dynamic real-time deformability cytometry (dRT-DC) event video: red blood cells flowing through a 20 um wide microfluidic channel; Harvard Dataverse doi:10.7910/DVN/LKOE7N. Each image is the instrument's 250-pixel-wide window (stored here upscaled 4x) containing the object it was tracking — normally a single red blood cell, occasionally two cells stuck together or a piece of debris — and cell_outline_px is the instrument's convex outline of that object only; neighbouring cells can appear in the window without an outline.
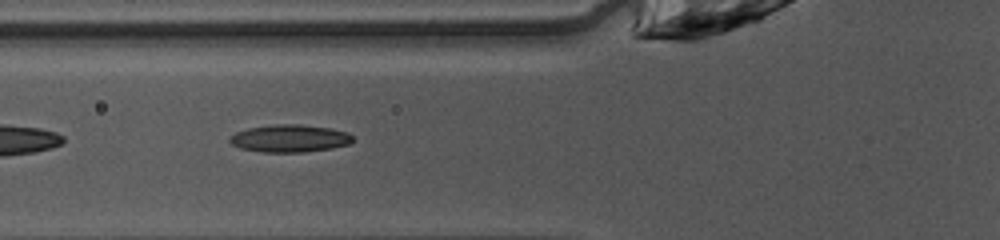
{"species": "common noctule bat (a hibernating species)", "species_latin": "Nyctalus noctula", "temperature_condition": "warm", "stored_images_in_passage": 45, "camera_frame_rate_fps": 3000, "um_per_image_px": 0.085, "animal": {"sex": "female", "body_mass_g": 10.0, "forearm_length_mm": 53.1}, "frame": {"image": 1, "passage_image": 19, "time_ms": 6.0, "image_size_px": [1000, 240], "cell_outline_px": [[352, 140], [348, 144], [332, 148], [304, 152], [260, 152], [240, 148], [232, 144], [228, 140], [228, 136], [236, 132], [248, 128], [272, 124], [296, 124], [328, 128], [348, 132], [352, 136]], "centroid_in_image_um": [24.57, 11.76], "position_along_channel_um": 101.2, "area_um2": 19.71}}
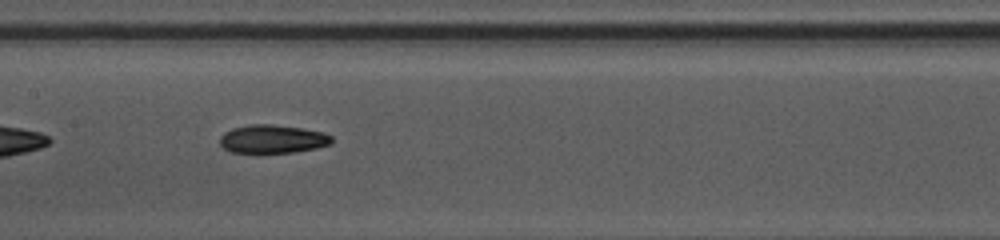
{"frame": {"image": 2, "passage_image": 25, "time_ms": 8.0, "image_size_px": [1000, 240], "cell_outline_px": [[332, 144], [316, 148], [292, 152], [232, 152], [224, 148], [220, 144], [220, 136], [224, 132], [232, 128], [248, 124], [272, 124], [304, 128], [324, 132], [332, 136]], "centroid_in_image_um": [23.18, 11.8], "position_along_channel_um": 184.2, "area_um2": 18.55}}
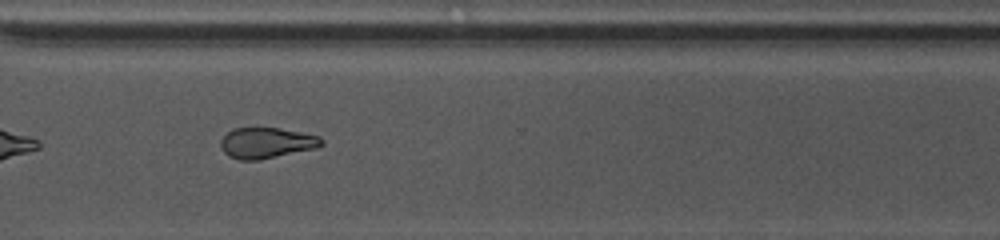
{"frame": {"image": 3, "passage_image": 37, "time_ms": 12.0, "image_size_px": [1000, 240], "cell_outline_px": [[324, 144], [316, 148], [260, 160], [240, 160], [228, 156], [224, 152], [220, 144], [220, 140], [228, 132], [236, 128], [280, 128], [320, 136], [324, 140]], "centroid_in_image_um": [22.67, 12.15], "position_along_channel_um": 347.9, "area_um2": 18.09}, "authors_computed_cell_mechanics": {"area_um2": 19.5942, "velocity_mm_per_s": 4.1085, "shape_relaxation_time_tau1_ms": 5.3501, "shape_relaxation_time_tau2_ms": 6.4904, "deformation_change_tau1": 0.147, "deformation_change_tau2": 0.1517}}